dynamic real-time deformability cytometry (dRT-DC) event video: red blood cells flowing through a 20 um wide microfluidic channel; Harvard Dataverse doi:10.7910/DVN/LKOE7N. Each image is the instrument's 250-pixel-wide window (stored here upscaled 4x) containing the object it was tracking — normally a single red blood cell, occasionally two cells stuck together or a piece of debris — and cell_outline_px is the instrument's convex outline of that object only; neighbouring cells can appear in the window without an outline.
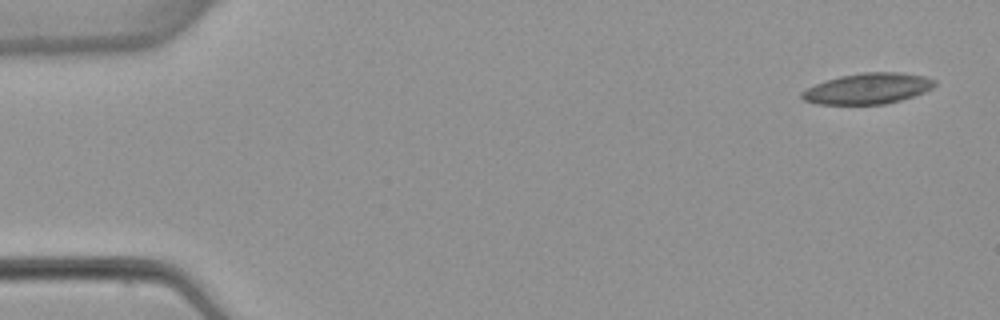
{"species": "common noctule bat (a hibernating species)", "species_latin": "Nyctalus noctula", "temperature_condition": "warm", "stored_images_in_passage": 4, "camera_frame_rate_fps": 3000, "um_per_image_px": 0.085, "animal": {"sex": "female", "body_mass_g": 22.7, "forearm_length_mm": 54.2}, "frame": {"image": 1, "passage_image": 1, "time_ms": 0.0, "image_size_px": [1000, 320], "cell_outline_px": [[936, 84], [932, 88], [924, 92], [900, 100], [884, 104], [816, 104], [804, 100], [800, 96], [800, 92], [824, 80], [840, 76], [860, 72], [900, 72], [928, 76], [936, 80]], "centroid_in_image_um": [73.77, 7.51], "position_along_channel_um": 11.2, "area_um2": 23.99}}
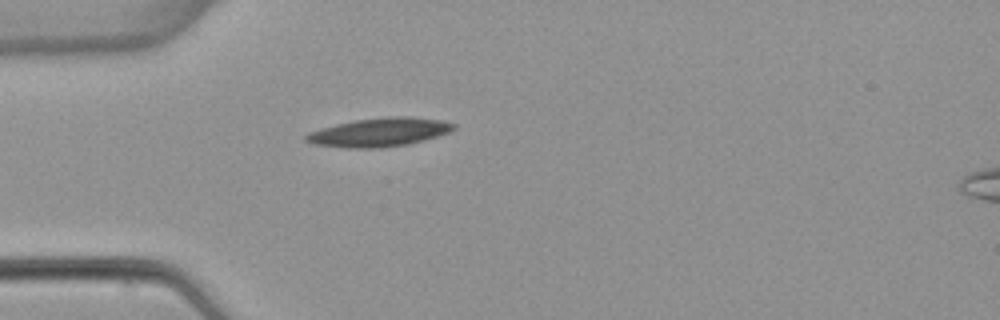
{"frame": {"image": 2, "passage_image": 4, "time_ms": 4.333, "image_size_px": [1000, 320], "cell_outline_px": [[456, 128], [448, 132], [424, 140], [408, 144], [380, 148], [348, 148], [312, 144], [304, 140], [304, 136], [308, 132], [320, 128], [336, 124], [356, 120], [392, 116], [408, 116], [440, 120], [456, 124]], "centroid_in_image_um": [32.21, 11.24], "position_along_channel_um": 52.8, "area_um2": 24.62}}